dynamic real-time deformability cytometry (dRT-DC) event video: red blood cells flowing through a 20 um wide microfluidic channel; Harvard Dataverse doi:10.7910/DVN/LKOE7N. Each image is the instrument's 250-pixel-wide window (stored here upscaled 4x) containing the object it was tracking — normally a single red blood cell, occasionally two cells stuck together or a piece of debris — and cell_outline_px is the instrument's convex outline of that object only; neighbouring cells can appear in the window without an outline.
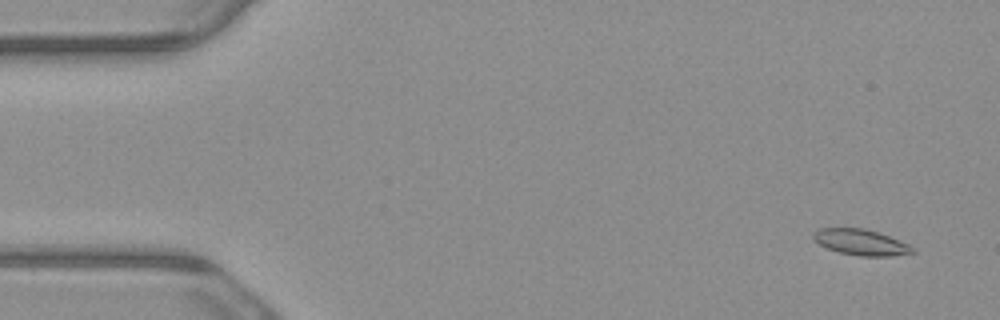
{"species": "common noctule bat (a hibernating species)", "species_latin": "Nyctalus noctula", "temperature_condition": "warm", "stored_images_in_passage": 6, "camera_frame_rate_fps": 3000, "um_per_image_px": 0.085, "animal": {"sex": "male", "body_mass_g": 23.1, "forearm_length_mm": 52.7}, "frame": {"image": 1, "passage_image": 1, "time_ms": 0.0, "image_size_px": [1000, 320], "cell_outline_px": [[916, 252], [892, 256], [860, 256], [840, 252], [828, 248], [812, 240], [812, 232], [820, 228], [864, 228], [880, 232], [908, 244], [916, 248]], "centroid_in_image_um": [73.19, 20.58], "position_along_channel_um": 11.8, "area_um2": 15.09}}
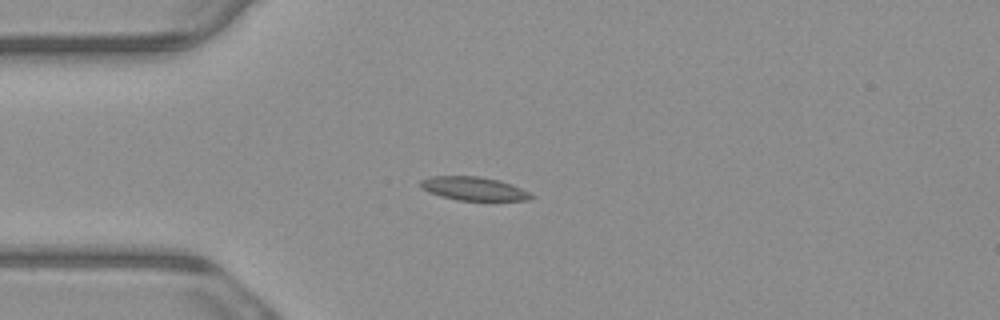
{"frame": {"image": 2, "passage_image": 4, "time_ms": 1.0, "image_size_px": [1000, 320], "cell_outline_px": [[536, 196], [528, 200], [456, 200], [440, 196], [428, 192], [420, 188], [420, 180], [432, 176], [480, 176], [500, 180], [512, 184]], "centroid_in_image_um": [40.24, 16.03], "position_along_channel_um": 44.8, "area_um2": 15.26}}
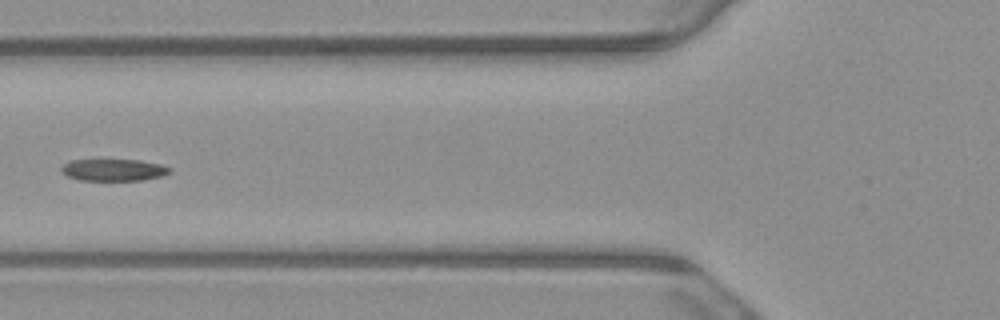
{"frame": {"image": 3, "passage_image": 6, "time_ms": 1.667, "image_size_px": [1000, 320], "cell_outline_px": [[172, 172], [164, 176], [144, 180], [80, 180], [68, 176], [60, 172], [60, 168], [64, 164], [72, 160], [140, 160], [160, 164], [172, 168]], "centroid_in_image_um": [9.7, 14.45], "position_along_channel_um": 116.1, "area_um2": 13.93}}